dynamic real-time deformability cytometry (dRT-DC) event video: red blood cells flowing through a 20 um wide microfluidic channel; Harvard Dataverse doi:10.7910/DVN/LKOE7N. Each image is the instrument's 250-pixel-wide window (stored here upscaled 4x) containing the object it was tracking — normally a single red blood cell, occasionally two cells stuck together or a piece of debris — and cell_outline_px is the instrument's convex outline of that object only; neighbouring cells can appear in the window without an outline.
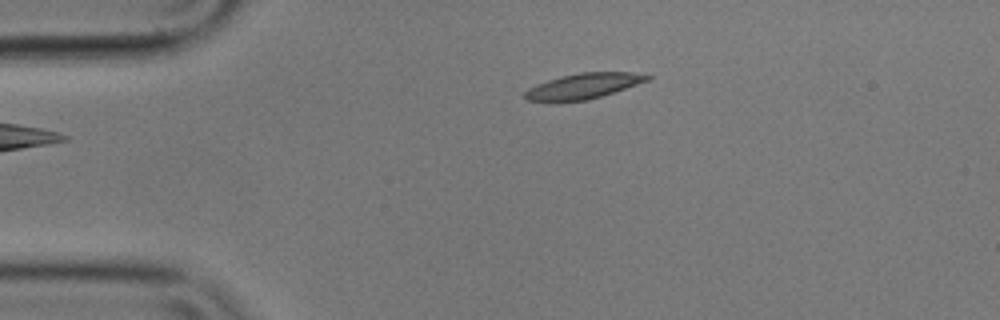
{"species": "common noctule bat (a hibernating species)", "species_latin": "Nyctalus noctula", "temperature_condition": "cold", "stored_images_in_passage": 2, "camera_frame_rate_fps": 3000, "um_per_image_px": 0.085, "animal": {"sex": "male", "body_mass_g": 17.9}, "frame": {"image": 1, "passage_image": 1, "time_ms": 0.0, "image_size_px": [1000, 320], "cell_outline_px": [[652, 76], [648, 80], [588, 100], [528, 100], [524, 96], [524, 92], [528, 88], [536, 84], [560, 76], [580, 72], [632, 72]], "centroid_in_image_um": [49.58, 7.28], "position_along_channel_um": 35.4, "area_um2": 17.57}}